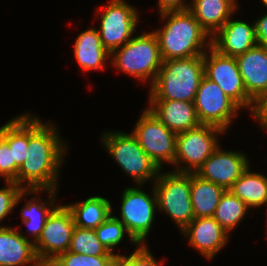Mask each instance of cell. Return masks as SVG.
<instances>
[{"label": "cell", "mask_w": 267, "mask_h": 266, "mask_svg": "<svg viewBox=\"0 0 267 266\" xmlns=\"http://www.w3.org/2000/svg\"><path fill=\"white\" fill-rule=\"evenodd\" d=\"M68 251L93 256L114 255L100 242L94 229L79 227H75L73 231Z\"/></svg>", "instance_id": "28"}, {"label": "cell", "mask_w": 267, "mask_h": 266, "mask_svg": "<svg viewBox=\"0 0 267 266\" xmlns=\"http://www.w3.org/2000/svg\"><path fill=\"white\" fill-rule=\"evenodd\" d=\"M0 177L5 182H15V161L12 150L5 141L0 145Z\"/></svg>", "instance_id": "33"}, {"label": "cell", "mask_w": 267, "mask_h": 266, "mask_svg": "<svg viewBox=\"0 0 267 266\" xmlns=\"http://www.w3.org/2000/svg\"><path fill=\"white\" fill-rule=\"evenodd\" d=\"M238 9L237 0H192L189 11L212 37Z\"/></svg>", "instance_id": "22"}, {"label": "cell", "mask_w": 267, "mask_h": 266, "mask_svg": "<svg viewBox=\"0 0 267 266\" xmlns=\"http://www.w3.org/2000/svg\"><path fill=\"white\" fill-rule=\"evenodd\" d=\"M11 226L0 229V266H40L34 243Z\"/></svg>", "instance_id": "18"}, {"label": "cell", "mask_w": 267, "mask_h": 266, "mask_svg": "<svg viewBox=\"0 0 267 266\" xmlns=\"http://www.w3.org/2000/svg\"><path fill=\"white\" fill-rule=\"evenodd\" d=\"M142 188V185L125 188L121 196L120 217L113 215L124 224L130 236L139 245L146 244L158 210L154 187L152 186L150 193Z\"/></svg>", "instance_id": "8"}, {"label": "cell", "mask_w": 267, "mask_h": 266, "mask_svg": "<svg viewBox=\"0 0 267 266\" xmlns=\"http://www.w3.org/2000/svg\"><path fill=\"white\" fill-rule=\"evenodd\" d=\"M267 205V203L264 205V207ZM267 208V206H266ZM266 230H267V209H266ZM266 234H267V231H266Z\"/></svg>", "instance_id": "40"}, {"label": "cell", "mask_w": 267, "mask_h": 266, "mask_svg": "<svg viewBox=\"0 0 267 266\" xmlns=\"http://www.w3.org/2000/svg\"><path fill=\"white\" fill-rule=\"evenodd\" d=\"M101 141L105 151L135 185L143 186L148 181L153 184L157 179L161 169L141 148L131 131H104Z\"/></svg>", "instance_id": "5"}, {"label": "cell", "mask_w": 267, "mask_h": 266, "mask_svg": "<svg viewBox=\"0 0 267 266\" xmlns=\"http://www.w3.org/2000/svg\"><path fill=\"white\" fill-rule=\"evenodd\" d=\"M74 42V58L84 73L105 70L106 62L110 61V52L102 45L97 28L85 29Z\"/></svg>", "instance_id": "20"}, {"label": "cell", "mask_w": 267, "mask_h": 266, "mask_svg": "<svg viewBox=\"0 0 267 266\" xmlns=\"http://www.w3.org/2000/svg\"><path fill=\"white\" fill-rule=\"evenodd\" d=\"M190 1V2H189ZM187 2V3H185ZM192 0H158V12L189 10Z\"/></svg>", "instance_id": "35"}, {"label": "cell", "mask_w": 267, "mask_h": 266, "mask_svg": "<svg viewBox=\"0 0 267 266\" xmlns=\"http://www.w3.org/2000/svg\"><path fill=\"white\" fill-rule=\"evenodd\" d=\"M254 24L257 45L267 48V13L255 19Z\"/></svg>", "instance_id": "36"}, {"label": "cell", "mask_w": 267, "mask_h": 266, "mask_svg": "<svg viewBox=\"0 0 267 266\" xmlns=\"http://www.w3.org/2000/svg\"><path fill=\"white\" fill-rule=\"evenodd\" d=\"M158 14L165 23L153 32L163 61L204 55L211 46V37L189 10Z\"/></svg>", "instance_id": "2"}, {"label": "cell", "mask_w": 267, "mask_h": 266, "mask_svg": "<svg viewBox=\"0 0 267 266\" xmlns=\"http://www.w3.org/2000/svg\"><path fill=\"white\" fill-rule=\"evenodd\" d=\"M57 191L59 190H28V197H30V199L25 202L22 210H20V214L22 217V224L27 226L26 232L32 235L30 239L33 243L40 237L48 216L59 205L58 202H56ZM42 192L48 194L45 200L40 197L41 195L39 193ZM32 194L35 196H29Z\"/></svg>", "instance_id": "21"}, {"label": "cell", "mask_w": 267, "mask_h": 266, "mask_svg": "<svg viewBox=\"0 0 267 266\" xmlns=\"http://www.w3.org/2000/svg\"><path fill=\"white\" fill-rule=\"evenodd\" d=\"M4 142V124L0 126V145Z\"/></svg>", "instance_id": "38"}, {"label": "cell", "mask_w": 267, "mask_h": 266, "mask_svg": "<svg viewBox=\"0 0 267 266\" xmlns=\"http://www.w3.org/2000/svg\"><path fill=\"white\" fill-rule=\"evenodd\" d=\"M40 266H58V265L53 260H50L41 262Z\"/></svg>", "instance_id": "37"}, {"label": "cell", "mask_w": 267, "mask_h": 266, "mask_svg": "<svg viewBox=\"0 0 267 266\" xmlns=\"http://www.w3.org/2000/svg\"><path fill=\"white\" fill-rule=\"evenodd\" d=\"M110 64L120 72L130 75L137 81L153 84L163 63L159 42L151 30L134 35L122 47L110 53Z\"/></svg>", "instance_id": "4"}, {"label": "cell", "mask_w": 267, "mask_h": 266, "mask_svg": "<svg viewBox=\"0 0 267 266\" xmlns=\"http://www.w3.org/2000/svg\"><path fill=\"white\" fill-rule=\"evenodd\" d=\"M97 238L108 249L109 252L114 253V248L117 247L123 239L128 236L130 243L138 246L139 244L130 236L124 224L116 219L112 214L96 229Z\"/></svg>", "instance_id": "29"}, {"label": "cell", "mask_w": 267, "mask_h": 266, "mask_svg": "<svg viewBox=\"0 0 267 266\" xmlns=\"http://www.w3.org/2000/svg\"><path fill=\"white\" fill-rule=\"evenodd\" d=\"M257 45L254 22L233 20V16L211 37L218 53L236 57Z\"/></svg>", "instance_id": "16"}, {"label": "cell", "mask_w": 267, "mask_h": 266, "mask_svg": "<svg viewBox=\"0 0 267 266\" xmlns=\"http://www.w3.org/2000/svg\"><path fill=\"white\" fill-rule=\"evenodd\" d=\"M249 165L228 189L249 208L258 209L267 203V176L252 172Z\"/></svg>", "instance_id": "24"}, {"label": "cell", "mask_w": 267, "mask_h": 266, "mask_svg": "<svg viewBox=\"0 0 267 266\" xmlns=\"http://www.w3.org/2000/svg\"><path fill=\"white\" fill-rule=\"evenodd\" d=\"M222 148L220 145L195 174L228 190L251 164L242 150H223Z\"/></svg>", "instance_id": "14"}, {"label": "cell", "mask_w": 267, "mask_h": 266, "mask_svg": "<svg viewBox=\"0 0 267 266\" xmlns=\"http://www.w3.org/2000/svg\"><path fill=\"white\" fill-rule=\"evenodd\" d=\"M235 58L247 95L254 101L267 91V48L256 45Z\"/></svg>", "instance_id": "19"}, {"label": "cell", "mask_w": 267, "mask_h": 266, "mask_svg": "<svg viewBox=\"0 0 267 266\" xmlns=\"http://www.w3.org/2000/svg\"><path fill=\"white\" fill-rule=\"evenodd\" d=\"M65 205L71 211L76 227L82 229L95 230L113 211L112 202L100 195Z\"/></svg>", "instance_id": "23"}, {"label": "cell", "mask_w": 267, "mask_h": 266, "mask_svg": "<svg viewBox=\"0 0 267 266\" xmlns=\"http://www.w3.org/2000/svg\"><path fill=\"white\" fill-rule=\"evenodd\" d=\"M165 260L160 262L155 259L151 253V249L146 244L136 246L135 250L128 256L115 253L111 266H164ZM161 264V265H160Z\"/></svg>", "instance_id": "30"}, {"label": "cell", "mask_w": 267, "mask_h": 266, "mask_svg": "<svg viewBox=\"0 0 267 266\" xmlns=\"http://www.w3.org/2000/svg\"><path fill=\"white\" fill-rule=\"evenodd\" d=\"M250 114L259 123L258 126L267 133V91L254 100Z\"/></svg>", "instance_id": "34"}, {"label": "cell", "mask_w": 267, "mask_h": 266, "mask_svg": "<svg viewBox=\"0 0 267 266\" xmlns=\"http://www.w3.org/2000/svg\"><path fill=\"white\" fill-rule=\"evenodd\" d=\"M52 121L43 122L28 112V147L25 161L18 169L16 183L23 190H58L60 169L68 144Z\"/></svg>", "instance_id": "1"}, {"label": "cell", "mask_w": 267, "mask_h": 266, "mask_svg": "<svg viewBox=\"0 0 267 266\" xmlns=\"http://www.w3.org/2000/svg\"><path fill=\"white\" fill-rule=\"evenodd\" d=\"M4 141L12 150L15 161V183L18 169L25 161L28 147V112L14 116L4 124Z\"/></svg>", "instance_id": "26"}, {"label": "cell", "mask_w": 267, "mask_h": 266, "mask_svg": "<svg viewBox=\"0 0 267 266\" xmlns=\"http://www.w3.org/2000/svg\"><path fill=\"white\" fill-rule=\"evenodd\" d=\"M208 51V52H207ZM203 55L204 76L215 82L242 110H252L254 101L247 95L235 57L218 53L211 46Z\"/></svg>", "instance_id": "11"}, {"label": "cell", "mask_w": 267, "mask_h": 266, "mask_svg": "<svg viewBox=\"0 0 267 266\" xmlns=\"http://www.w3.org/2000/svg\"><path fill=\"white\" fill-rule=\"evenodd\" d=\"M158 210L168 215L181 232L195 217L191 202V173L160 170L153 182Z\"/></svg>", "instance_id": "6"}, {"label": "cell", "mask_w": 267, "mask_h": 266, "mask_svg": "<svg viewBox=\"0 0 267 266\" xmlns=\"http://www.w3.org/2000/svg\"><path fill=\"white\" fill-rule=\"evenodd\" d=\"M114 255H85L71 251L58 255L53 261L58 266H111Z\"/></svg>", "instance_id": "32"}, {"label": "cell", "mask_w": 267, "mask_h": 266, "mask_svg": "<svg viewBox=\"0 0 267 266\" xmlns=\"http://www.w3.org/2000/svg\"><path fill=\"white\" fill-rule=\"evenodd\" d=\"M147 108L171 131L178 134L199 126L194 102L148 99Z\"/></svg>", "instance_id": "17"}, {"label": "cell", "mask_w": 267, "mask_h": 266, "mask_svg": "<svg viewBox=\"0 0 267 266\" xmlns=\"http://www.w3.org/2000/svg\"><path fill=\"white\" fill-rule=\"evenodd\" d=\"M226 191L220 185L191 173V202L195 218L213 217L221 197Z\"/></svg>", "instance_id": "25"}, {"label": "cell", "mask_w": 267, "mask_h": 266, "mask_svg": "<svg viewBox=\"0 0 267 266\" xmlns=\"http://www.w3.org/2000/svg\"><path fill=\"white\" fill-rule=\"evenodd\" d=\"M131 132L160 169L164 170L165 163L174 164L177 134L168 129L148 108L142 110Z\"/></svg>", "instance_id": "10"}, {"label": "cell", "mask_w": 267, "mask_h": 266, "mask_svg": "<svg viewBox=\"0 0 267 266\" xmlns=\"http://www.w3.org/2000/svg\"><path fill=\"white\" fill-rule=\"evenodd\" d=\"M250 210L242 200L226 190L215 209L213 218L230 234L245 219Z\"/></svg>", "instance_id": "27"}, {"label": "cell", "mask_w": 267, "mask_h": 266, "mask_svg": "<svg viewBox=\"0 0 267 266\" xmlns=\"http://www.w3.org/2000/svg\"><path fill=\"white\" fill-rule=\"evenodd\" d=\"M263 6H265L267 8V0H261Z\"/></svg>", "instance_id": "39"}, {"label": "cell", "mask_w": 267, "mask_h": 266, "mask_svg": "<svg viewBox=\"0 0 267 266\" xmlns=\"http://www.w3.org/2000/svg\"><path fill=\"white\" fill-rule=\"evenodd\" d=\"M203 77V55L163 61L149 87L148 99L194 102Z\"/></svg>", "instance_id": "3"}, {"label": "cell", "mask_w": 267, "mask_h": 266, "mask_svg": "<svg viewBox=\"0 0 267 266\" xmlns=\"http://www.w3.org/2000/svg\"><path fill=\"white\" fill-rule=\"evenodd\" d=\"M194 107L201 124L213 125L226 133L242 109L215 82L205 76L198 86Z\"/></svg>", "instance_id": "12"}, {"label": "cell", "mask_w": 267, "mask_h": 266, "mask_svg": "<svg viewBox=\"0 0 267 266\" xmlns=\"http://www.w3.org/2000/svg\"><path fill=\"white\" fill-rule=\"evenodd\" d=\"M6 185L3 188H0V223L12 214V211L15 210V207L25 198L27 200L28 190H23L15 182H5ZM8 226H3L0 224V229Z\"/></svg>", "instance_id": "31"}, {"label": "cell", "mask_w": 267, "mask_h": 266, "mask_svg": "<svg viewBox=\"0 0 267 266\" xmlns=\"http://www.w3.org/2000/svg\"><path fill=\"white\" fill-rule=\"evenodd\" d=\"M188 245L212 260L229 242V234L213 217L194 218L182 231Z\"/></svg>", "instance_id": "15"}, {"label": "cell", "mask_w": 267, "mask_h": 266, "mask_svg": "<svg viewBox=\"0 0 267 266\" xmlns=\"http://www.w3.org/2000/svg\"><path fill=\"white\" fill-rule=\"evenodd\" d=\"M223 129L213 125L200 124L176 136V156L173 171L196 173L201 165L221 145L219 138Z\"/></svg>", "instance_id": "7"}, {"label": "cell", "mask_w": 267, "mask_h": 266, "mask_svg": "<svg viewBox=\"0 0 267 266\" xmlns=\"http://www.w3.org/2000/svg\"><path fill=\"white\" fill-rule=\"evenodd\" d=\"M76 225L71 211L66 205H58L48 216L42 233L34 243L40 262L54 260L67 252Z\"/></svg>", "instance_id": "13"}, {"label": "cell", "mask_w": 267, "mask_h": 266, "mask_svg": "<svg viewBox=\"0 0 267 266\" xmlns=\"http://www.w3.org/2000/svg\"><path fill=\"white\" fill-rule=\"evenodd\" d=\"M126 0H110L107 5L97 8V27L102 45L111 53L127 43L139 26V10ZM101 11V12H100Z\"/></svg>", "instance_id": "9"}]
</instances>
